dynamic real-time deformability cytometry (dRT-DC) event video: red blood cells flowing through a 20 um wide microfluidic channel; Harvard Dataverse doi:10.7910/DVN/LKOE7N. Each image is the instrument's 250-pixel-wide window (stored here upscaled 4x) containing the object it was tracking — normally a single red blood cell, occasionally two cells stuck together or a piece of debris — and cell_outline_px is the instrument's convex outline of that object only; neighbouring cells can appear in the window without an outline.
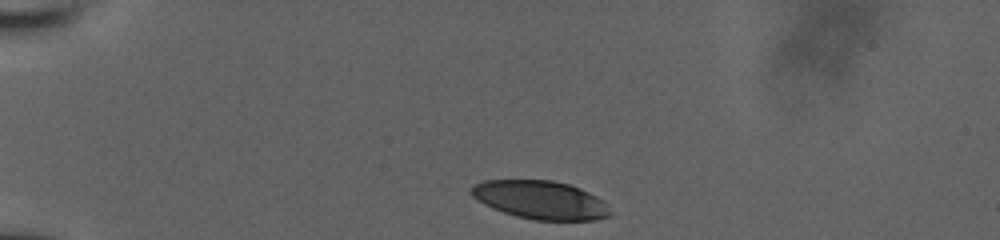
{"species": "human", "species_latin": "Homo sapiens", "temperature_condition": "room temperature", "stored_images_in_passage": 35, "camera_frame_rate_fps": 3000, "um_per_image_px": 0.085, "donor": {"sex": "male"}, "frame": {"image": 1, "passage_image": 1, "time_ms": 0.0, "image_size_px": [1000, 240], "cell_outline_px": [[612, 216], [596, 220], [536, 220], [516, 216], [492, 208], [476, 200], [468, 192], [468, 188], [472, 184], [484, 180], [552, 180], [568, 184], [580, 188], [596, 196], [612, 212]], "centroid_in_image_um": [45.88, 16.99], "position_along_channel_um": 39.1, "area_um2": 31.21}}
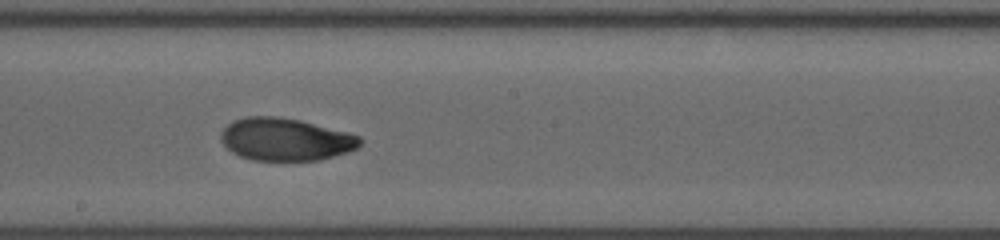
{"frame": {"image": 2, "passage_image": 20, "time_ms": 6.333, "image_size_px": [1000, 240], "cell_outline_px": [[364, 140], [356, 148], [348, 152], [320, 160], [252, 160], [240, 156], [232, 152], [220, 140], [220, 136], [224, 128], [232, 120], [244, 116], [276, 116], [300, 120], [348, 132], [360, 136]], "centroid_in_image_um": [24.27, 11.84], "position_along_channel_um": 223.9, "area_um2": 34.62}}
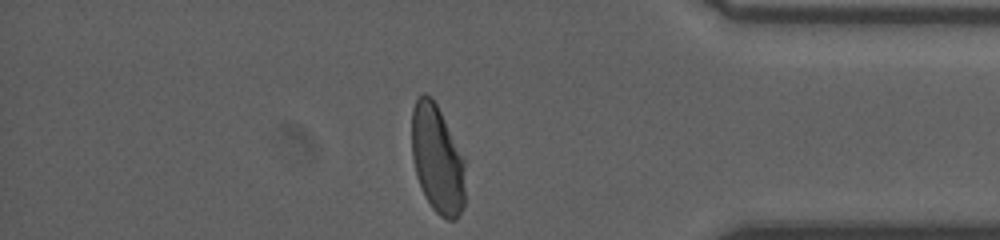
{"frame": {"image": 3, "passage_image": 35, "time_ms": 11.333, "image_size_px": [1000, 240], "cell_outline_px": [[464, 208], [456, 220], [448, 220], [440, 216], [432, 208], [424, 196], [416, 176], [412, 156], [412, 108], [416, 100], [424, 92], [432, 96], [464, 156]], "centroid_in_image_um": [37.17, 13.55], "position_along_channel_um": 398.0, "area_um2": 34.04}, "authors_computed_cell_mechanics": {"area_um2": 34.6222, "velocity_mm_per_s": 3.8875, "shape_relaxation_time_tau1_ms": 6.1631, "shape_relaxation_time_tau2_ms": 1.4284, "deformation_change_tau1": 0.2202, "deformation_change_tau2": 0.0448}}